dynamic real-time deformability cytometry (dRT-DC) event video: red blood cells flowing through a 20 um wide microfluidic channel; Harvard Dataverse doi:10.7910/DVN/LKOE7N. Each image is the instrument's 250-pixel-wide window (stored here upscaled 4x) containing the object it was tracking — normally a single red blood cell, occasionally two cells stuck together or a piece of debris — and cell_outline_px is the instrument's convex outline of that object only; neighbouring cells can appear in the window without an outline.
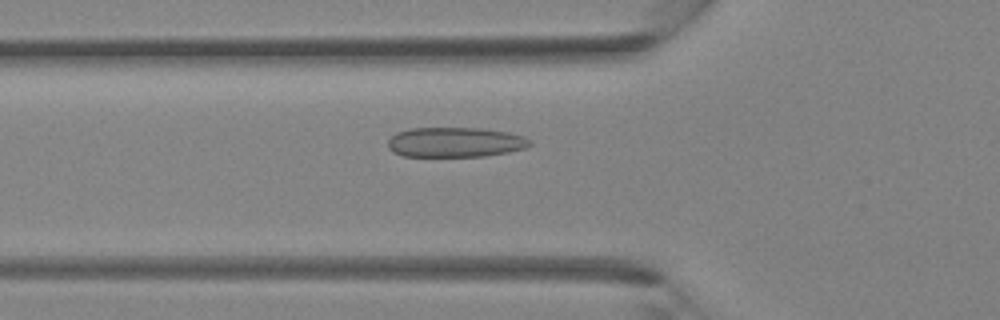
{"species": "Egyptian fruit bat (a non-hibernating species)", "species_latin": "Rousettus aegyptiacus", "temperature_condition": "room temperature", "stored_images_in_passage": 38, "camera_frame_rate_fps": 3000, "um_per_image_px": 0.085, "animal": {"sex": "female"}, "frame": {"image": 1, "passage_image": 14, "time_ms": 4.333, "image_size_px": [1000, 320], "cell_outline_px": [[532, 144], [528, 148], [508, 152], [484, 156], [404, 156], [392, 152], [388, 148], [388, 140], [396, 132], [412, 128], [480, 128], [508, 132], [524, 136], [532, 140]], "centroid_in_image_um": [38.72, 12.09], "position_along_channel_um": 87.1, "area_um2": 24.91}}
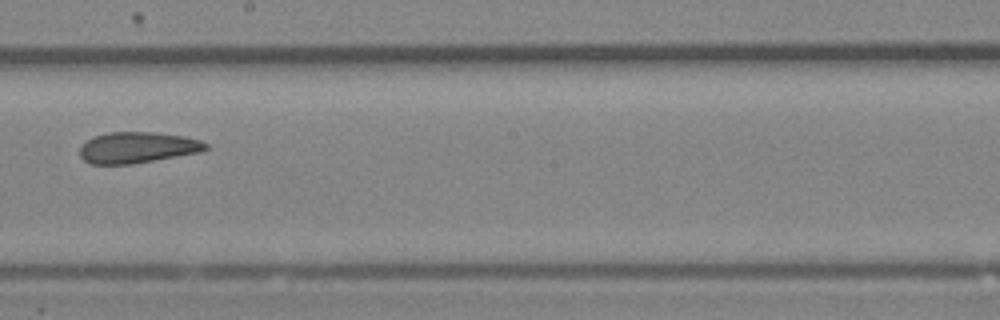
{"frame": {"image": 2, "passage_image": 23, "time_ms": 7.333, "image_size_px": [1000, 320], "cell_outline_px": [[208, 148], [200, 152], [132, 164], [88, 164], [80, 156], [80, 148], [88, 140], [96, 136], [108, 132], [152, 132], [184, 136], [200, 140], [208, 144]], "centroid_in_image_um": [11.69, 12.54], "position_along_channel_um": 236.5, "area_um2": 22.66}}
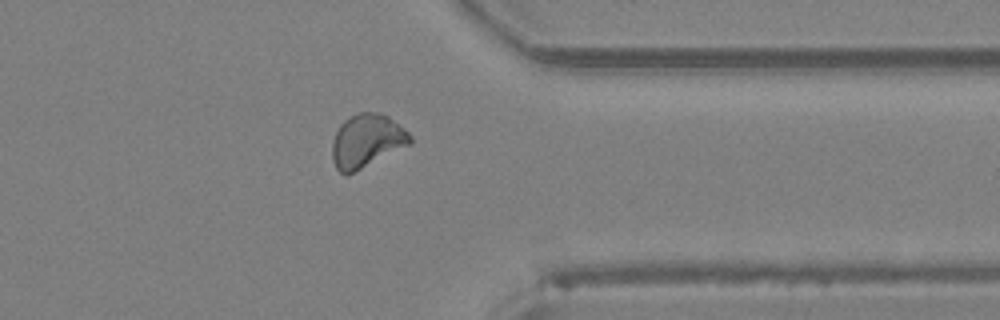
{"frame": {"image": 3, "passage_image": 32, "time_ms": 10.333, "image_size_px": [1000, 320], "cell_outline_px": [[412, 144], [352, 172], [340, 172], [336, 168], [332, 160], [332, 144], [336, 132], [340, 124], [344, 120], [360, 112], [376, 112], [388, 116], [404, 128], [412, 136]], "centroid_in_image_um": [31.19, 11.95], "position_along_channel_um": 380.2, "area_um2": 23.87}}